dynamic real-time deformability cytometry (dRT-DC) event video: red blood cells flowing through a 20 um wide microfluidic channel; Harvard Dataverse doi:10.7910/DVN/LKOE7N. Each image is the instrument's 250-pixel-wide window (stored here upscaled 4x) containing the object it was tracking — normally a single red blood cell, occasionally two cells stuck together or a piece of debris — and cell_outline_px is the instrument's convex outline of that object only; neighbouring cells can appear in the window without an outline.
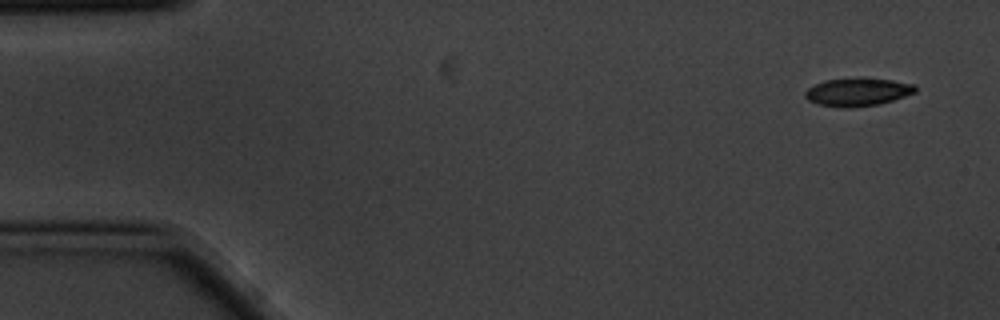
{"species": "common noctule bat (a hibernating species)", "species_latin": "Nyctalus noctula", "temperature_condition": "cold", "stored_images_in_passage": 5, "camera_frame_rate_fps": 3000, "um_per_image_px": 0.085, "animal": {"sex": "male", "body_mass_g": 20.1, "forearm_length_mm": 53.5}, "frame": {"image": 1, "passage_image": 1, "time_ms": 0.0, "image_size_px": [1000, 320], "cell_outline_px": [[916, 92], [892, 100], [876, 104], [852, 108], [844, 108], [816, 104], [808, 100], [804, 96], [804, 92], [808, 88], [824, 80], [892, 80], [916, 84]], "centroid_in_image_um": [72.87, 7.86], "position_along_channel_um": 12.1, "area_um2": 17.4}}
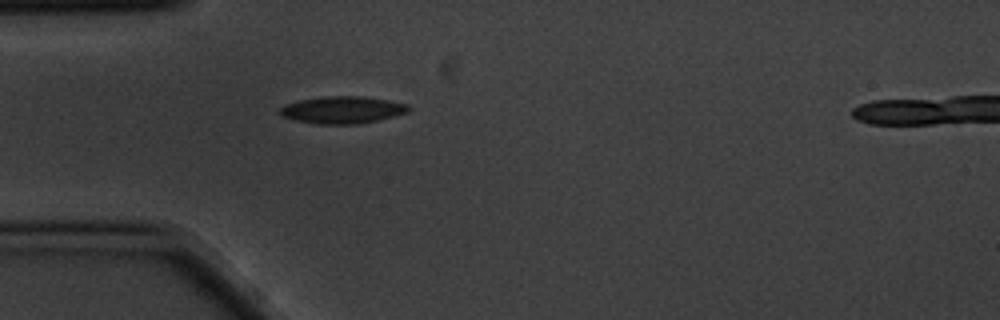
{"frame": {"image": 2, "passage_image": 5, "time_ms": 1.333, "image_size_px": [1000, 320], "cell_outline_px": [[412, 108], [408, 112], [376, 120], [356, 124], [316, 124], [296, 120], [280, 116], [276, 112], [284, 104], [300, 100], [328, 96], [360, 96], [388, 100], [408, 104]], "centroid_in_image_um": [29.06, 9.34], "position_along_channel_um": 55.9, "area_um2": 20.35}}